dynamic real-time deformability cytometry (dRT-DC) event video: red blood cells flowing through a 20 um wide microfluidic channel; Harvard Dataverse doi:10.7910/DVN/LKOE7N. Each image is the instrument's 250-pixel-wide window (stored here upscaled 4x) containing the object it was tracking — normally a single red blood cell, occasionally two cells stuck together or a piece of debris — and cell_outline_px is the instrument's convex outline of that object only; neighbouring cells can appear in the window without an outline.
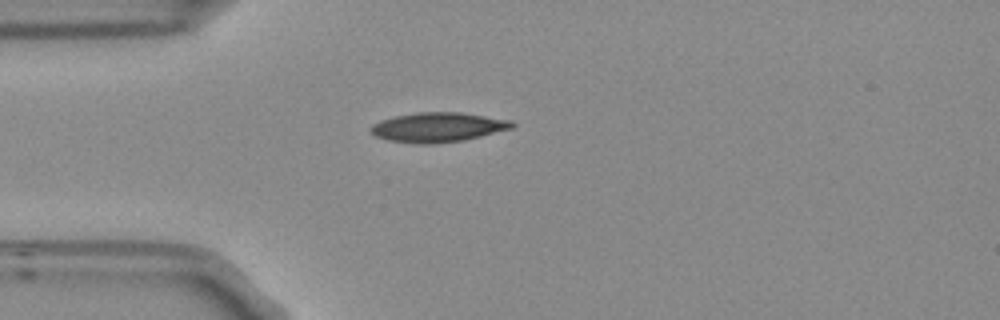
{"species": "Egyptian fruit bat (a non-hibernating species)", "species_latin": "Rousettus aegyptiacus", "temperature_condition": "room temperature", "stored_images_in_passage": 5, "camera_frame_rate_fps": 3000, "um_per_image_px": 0.085, "frame": {"image": 1, "passage_image": 4, "time_ms": 1.0, "image_size_px": [1000, 320], "cell_outline_px": [[516, 124], [512, 128], [464, 140], [432, 144], [416, 144], [388, 140], [376, 136], [368, 128], [372, 124], [380, 120], [396, 116], [416, 112], [460, 112], [512, 120]], "centroid_in_image_um": [37.21, 10.81], "position_along_channel_um": 47.8, "area_um2": 24.39}}